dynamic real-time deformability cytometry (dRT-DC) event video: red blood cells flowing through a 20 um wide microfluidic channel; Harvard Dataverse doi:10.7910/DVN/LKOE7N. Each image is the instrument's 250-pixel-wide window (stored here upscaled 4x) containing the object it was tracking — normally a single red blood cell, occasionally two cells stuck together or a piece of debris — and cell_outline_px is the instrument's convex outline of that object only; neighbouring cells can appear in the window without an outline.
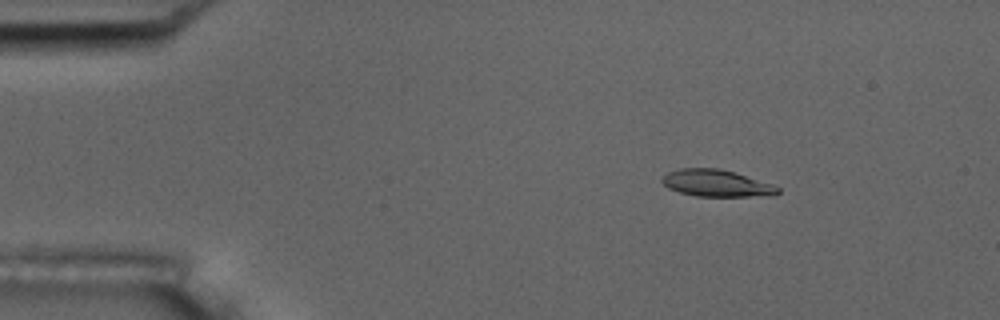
{"species": "common noctule bat (a hibernating species)", "species_latin": "Nyctalus noctula", "temperature_condition": "room temperature", "stored_images_in_passage": 51, "camera_frame_rate_fps": 3000, "um_per_image_px": 0.085, "animal": {"sex": "male", "body_mass_g": 17.5, "forearm_length_mm": 52.3}, "frame": {"image": 1, "passage_image": 4, "time_ms": 1.0, "image_size_px": [1000, 320], "cell_outline_px": [[780, 192], [776, 196], [696, 196], [680, 192], [668, 188], [660, 180], [668, 172], [680, 168], [720, 168], [772, 184], [780, 188]], "centroid_in_image_um": [60.92, 15.58], "position_along_channel_um": 24.1, "area_um2": 18.09}}
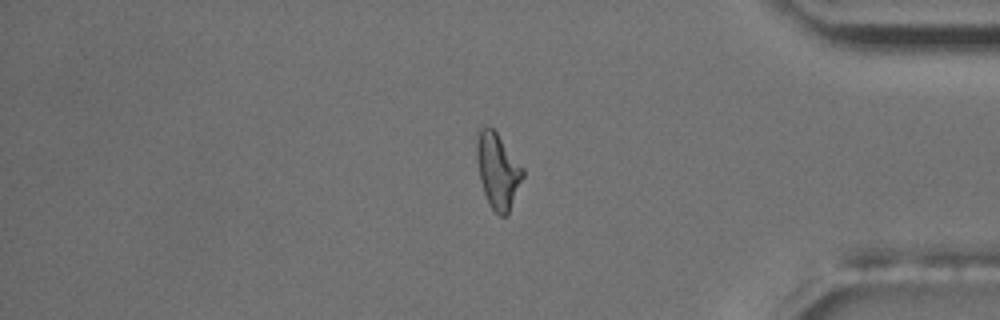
{"frame": {"image": 2, "passage_image": 42, "time_ms": 13.667, "image_size_px": [1000, 320], "cell_outline_px": [[524, 176], [508, 216], [500, 216], [488, 204], [480, 180], [476, 156], [476, 140], [480, 128], [492, 128], [496, 132], [524, 168]], "centroid_in_image_um": [42.32, 14.55], "position_along_channel_um": 392.9, "area_um2": 20.23}}
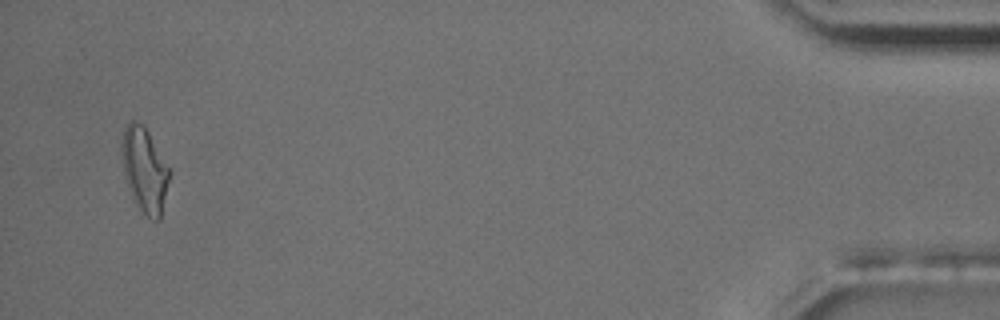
{"frame": {"image": 3, "passage_image": 49, "time_ms": 16.0, "image_size_px": [1000, 320], "cell_outline_px": [[172, 172], [160, 220], [156, 220], [148, 216], [132, 200], [124, 176], [120, 152], [120, 140], [124, 128], [132, 120], [136, 120], [144, 124]], "centroid_in_image_um": [12.28, 14.4], "position_along_channel_um": 422.9, "area_um2": 24.1}, "authors_computed_cell_mechanics": {"area_um2": 19.4208, "velocity_mm_per_s": 3.6816, "shape_relaxation_time_tau1_ms": 6.5402, "shape_relaxation_time_tau2_ms": 3.63, "deformation_change_tau1": 0.1959, "deformation_change_tau2": 0.1285}}